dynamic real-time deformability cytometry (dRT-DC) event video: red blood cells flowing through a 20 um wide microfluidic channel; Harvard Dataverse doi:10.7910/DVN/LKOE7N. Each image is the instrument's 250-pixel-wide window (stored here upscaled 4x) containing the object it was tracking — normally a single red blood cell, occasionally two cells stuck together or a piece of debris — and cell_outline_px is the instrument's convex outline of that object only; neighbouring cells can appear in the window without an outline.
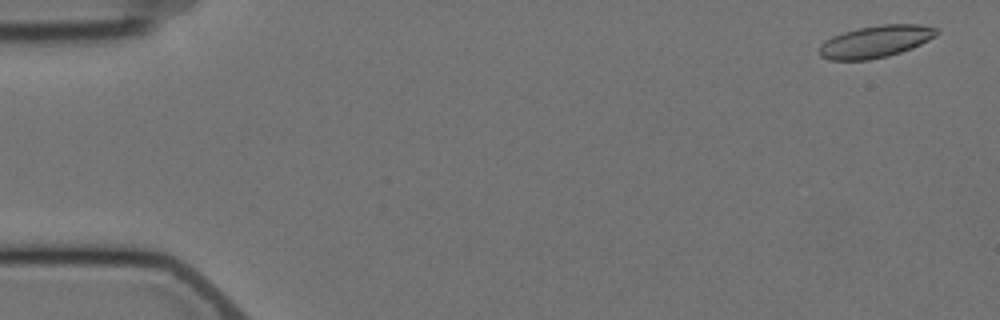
{"species": "Egyptian fruit bat (a non-hibernating species)", "species_latin": "Rousettus aegyptiacus", "temperature_condition": "cold", "stored_images_in_passage": 4, "camera_frame_rate_fps": 3000, "um_per_image_px": 0.085, "animal": {"sex": "female"}, "frame": {"image": 1, "passage_image": 1, "time_ms": 0.0, "image_size_px": [1000, 320], "cell_outline_px": [[940, 32], [936, 36], [912, 48], [888, 56], [868, 60], [828, 60], [820, 56], [820, 44], [824, 40], [832, 36], [844, 32], [860, 28], [880, 24], [920, 24], [936, 28]], "centroid_in_image_um": [74.42, 3.53], "position_along_channel_um": 10.6, "area_um2": 21.96}}
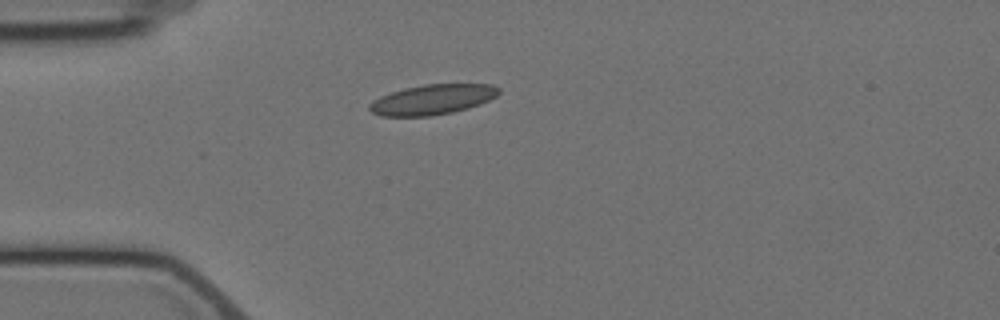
{"frame": {"image": 2, "passage_image": 4, "time_ms": 4.333, "image_size_px": [1000, 320], "cell_outline_px": [[500, 92], [496, 96], [480, 104], [468, 108], [452, 112], [432, 116], [380, 116], [372, 112], [368, 108], [368, 104], [372, 100], [380, 96], [404, 88], [424, 84], [492, 84], [500, 88]], "centroid_in_image_um": [36.74, 8.46], "position_along_channel_um": 48.3, "area_um2": 22.77}}